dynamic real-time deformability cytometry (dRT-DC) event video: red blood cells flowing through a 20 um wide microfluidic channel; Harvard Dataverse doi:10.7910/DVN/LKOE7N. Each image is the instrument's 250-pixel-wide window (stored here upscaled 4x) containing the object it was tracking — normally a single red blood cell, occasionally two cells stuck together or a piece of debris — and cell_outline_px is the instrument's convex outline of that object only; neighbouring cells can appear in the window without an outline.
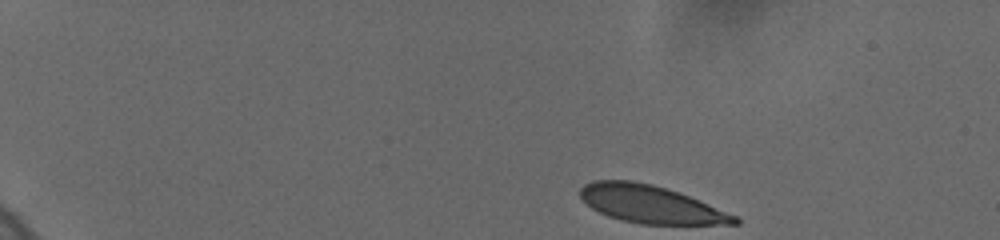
{"species": "human", "species_latin": "Homo sapiens", "temperature_condition": "cold", "stored_images_in_passage": 95, "camera_frame_rate_fps": 3000, "um_per_image_px": 0.085, "donor": {"sex": "female"}, "frame": {"image": 1, "passage_image": 1, "time_ms": 0.0, "image_size_px": [1000, 240], "cell_outline_px": [[740, 224], [640, 224], [620, 220], [608, 216], [592, 208], [580, 196], [580, 188], [584, 184], [592, 180], [632, 180], [652, 184], [688, 196], [736, 216], [740, 220]], "centroid_in_image_um": [55.26, 17.36], "position_along_channel_um": 29.7, "area_um2": 33.47}}
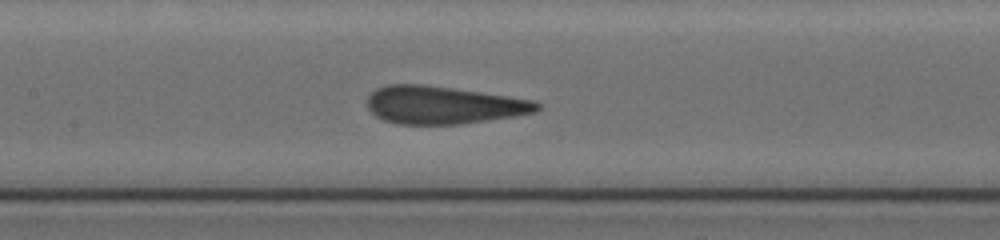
{"frame": {"image": 2, "passage_image": 55, "time_ms": 7.0, "image_size_px": [1000, 240], "cell_outline_px": [[540, 108], [536, 112], [516, 116], [460, 124], [396, 124], [384, 120], [376, 116], [368, 108], [368, 96], [376, 88], [388, 84], [420, 84], [452, 88], [508, 96], [532, 100], [540, 104]], "centroid_in_image_um": [37.67, 8.93], "position_along_channel_um": 169.7, "area_um2": 37.22}}
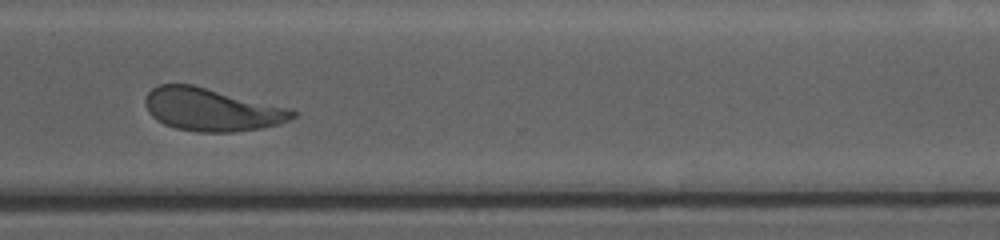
{"frame": {"image": 3, "passage_image": 94, "time_ms": 12.0, "image_size_px": [1000, 240], "cell_outline_px": [[296, 116], [280, 124], [260, 128], [232, 132], [196, 132], [176, 128], [164, 124], [156, 120], [148, 112], [144, 104], [144, 100], [148, 92], [152, 88], [160, 84], [192, 84], [292, 108], [296, 112]], "centroid_in_image_um": [17.99, 9.31], "position_along_channel_um": 352.6, "area_um2": 36.99}}